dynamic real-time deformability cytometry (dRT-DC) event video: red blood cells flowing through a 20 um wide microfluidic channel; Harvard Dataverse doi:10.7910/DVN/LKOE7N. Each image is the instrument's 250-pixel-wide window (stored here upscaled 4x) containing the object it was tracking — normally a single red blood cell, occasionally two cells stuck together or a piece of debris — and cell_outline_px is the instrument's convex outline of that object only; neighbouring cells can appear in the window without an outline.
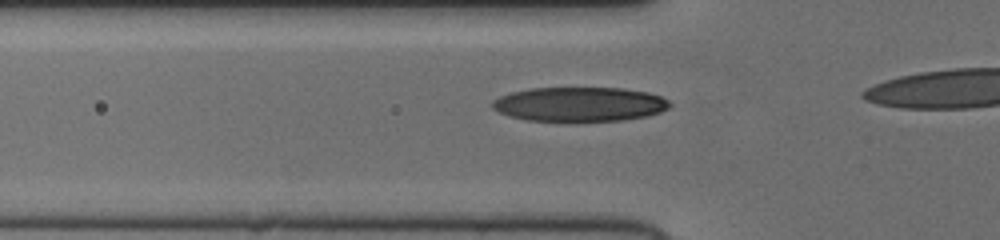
{"species": "human", "species_latin": "Homo sapiens", "temperature_condition": "cold", "stored_images_in_passage": 13, "camera_frame_rate_fps": 3000, "um_per_image_px": 0.085, "donor": {"sex": "female"}, "frame": {"image": 1, "passage_image": 4, "time_ms": 1.0, "image_size_px": [1000, 240], "cell_outline_px": [[672, 104], [668, 108], [660, 112], [648, 116], [624, 120], [528, 120], [508, 116], [492, 108], [492, 100], [500, 96], [512, 92], [532, 88], [620, 88], [648, 92], [660, 96], [668, 100]], "centroid_in_image_um": [49.28, 8.85], "position_along_channel_um": 76.5, "area_um2": 35.26}}
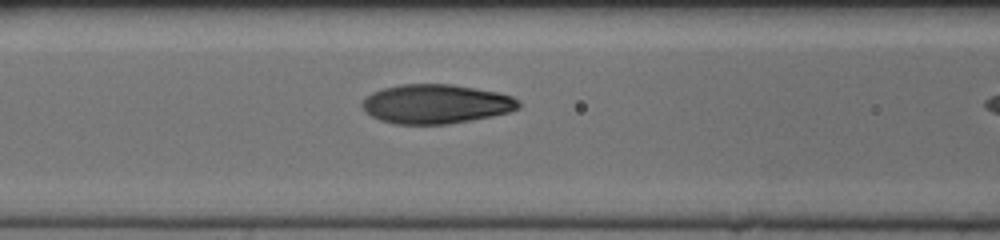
{"frame": {"image": 2, "passage_image": 8, "time_ms": 2.333, "image_size_px": [1000, 240], "cell_outline_px": [[520, 108], [508, 112], [492, 116], [448, 124], [396, 124], [380, 120], [372, 116], [360, 104], [372, 92], [384, 88], [400, 84], [452, 84], [496, 92], [512, 96], [520, 104]], "centroid_in_image_um": [37.05, 8.84], "position_along_channel_um": 129.5, "area_um2": 35.49}}
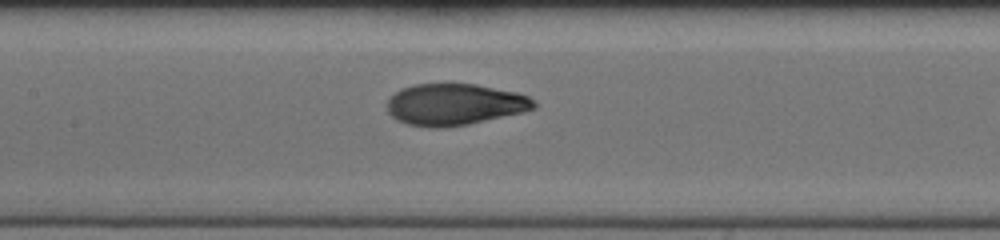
{"frame": {"image": 3, "passage_image": 11, "time_ms": 3.333, "image_size_px": [1000, 240], "cell_outline_px": [[536, 108], [520, 112], [468, 124], [440, 128], [428, 128], [408, 124], [396, 120], [388, 112], [388, 100], [396, 92], [404, 88], [416, 84], [476, 84], [516, 92], [528, 96], [536, 104]], "centroid_in_image_um": [38.62, 8.88], "position_along_channel_um": 168.8, "area_um2": 35.14}}